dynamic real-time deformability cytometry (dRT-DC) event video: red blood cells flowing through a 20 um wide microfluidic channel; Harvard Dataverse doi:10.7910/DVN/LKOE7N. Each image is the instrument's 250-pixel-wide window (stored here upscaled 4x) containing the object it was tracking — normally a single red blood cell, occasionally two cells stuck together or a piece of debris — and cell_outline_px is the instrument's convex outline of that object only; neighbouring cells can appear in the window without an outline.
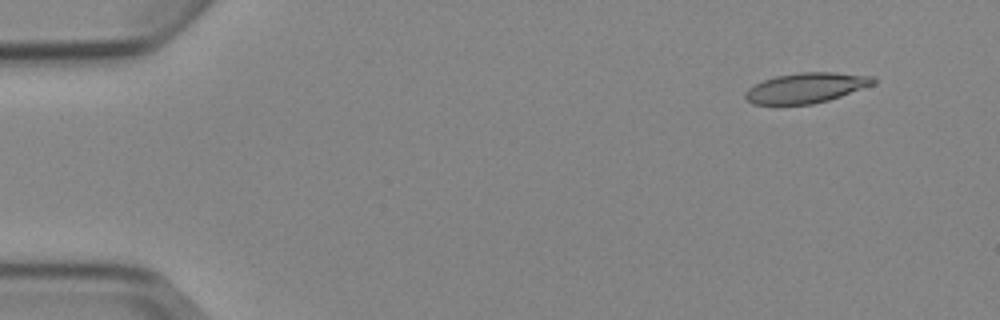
{"species": "Egyptian fruit bat (a non-hibernating species)", "species_latin": "Rousettus aegyptiacus", "temperature_condition": "cold", "stored_images_in_passage": 3, "camera_frame_rate_fps": 3000, "um_per_image_px": 0.085, "animal": {"sex": "female"}, "frame": {"image": 1, "passage_image": 1, "time_ms": 0.0, "image_size_px": [1000, 320], "cell_outline_px": [[876, 84], [828, 100], [812, 104], [752, 104], [744, 96], [744, 92], [748, 88], [764, 80], [776, 76], [796, 72], [836, 72], [876, 76]], "centroid_in_image_um": [68.56, 7.45], "position_along_channel_um": 16.4, "area_um2": 22.6}}
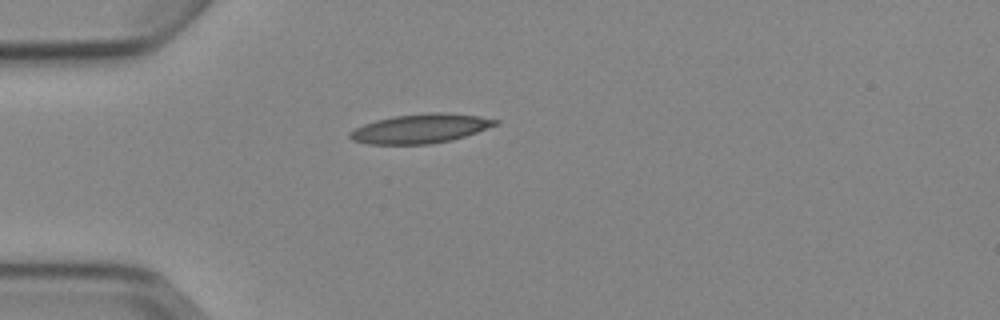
{"frame": {"image": 2, "passage_image": 3, "time_ms": 3.333, "image_size_px": [1000, 320], "cell_outline_px": [[500, 124], [452, 140], [432, 144], [368, 144], [352, 140], [348, 136], [348, 132], [364, 124], [376, 120], [392, 116], [428, 112], [448, 112], [480, 116], [500, 120]], "centroid_in_image_um": [35.76, 10.92], "position_along_channel_um": 49.2, "area_um2": 25.03}}